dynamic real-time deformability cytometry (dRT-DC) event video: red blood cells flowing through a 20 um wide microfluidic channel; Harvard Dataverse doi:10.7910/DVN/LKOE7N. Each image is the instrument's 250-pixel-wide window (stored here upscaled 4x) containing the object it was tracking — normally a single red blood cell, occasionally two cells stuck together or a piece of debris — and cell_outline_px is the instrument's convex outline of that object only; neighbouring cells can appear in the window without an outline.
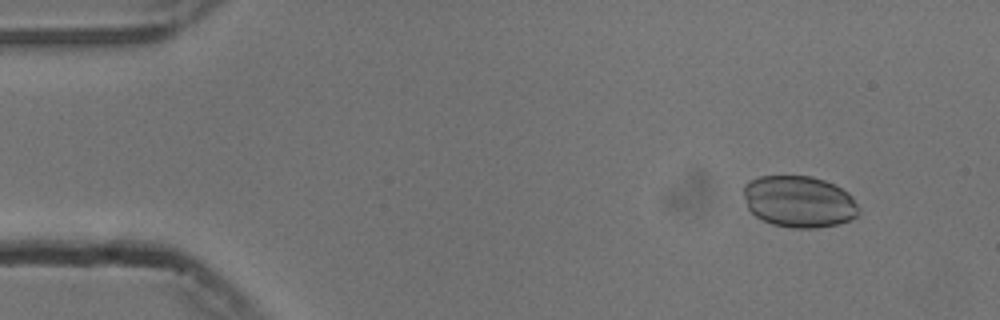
{"species": "common noctule bat (a hibernating species)", "species_latin": "Nyctalus noctula", "temperature_condition": "cold", "stored_images_in_passage": 8, "camera_frame_rate_fps": 3000, "um_per_image_px": 0.085, "animal": {"sex": "male", "body_mass_g": 13.3}, "frame": {"image": 1, "passage_image": 1, "time_ms": 0.0, "image_size_px": [1000, 320], "cell_outline_px": [[860, 212], [852, 220], [836, 224], [816, 228], [792, 228], [772, 224], [756, 216], [748, 208], [744, 196], [744, 184], [760, 176], [812, 176], [824, 180], [848, 192], [852, 196]], "centroid_in_image_um": [67.93, 17.14], "position_along_channel_um": 17.1, "area_um2": 34.51}}